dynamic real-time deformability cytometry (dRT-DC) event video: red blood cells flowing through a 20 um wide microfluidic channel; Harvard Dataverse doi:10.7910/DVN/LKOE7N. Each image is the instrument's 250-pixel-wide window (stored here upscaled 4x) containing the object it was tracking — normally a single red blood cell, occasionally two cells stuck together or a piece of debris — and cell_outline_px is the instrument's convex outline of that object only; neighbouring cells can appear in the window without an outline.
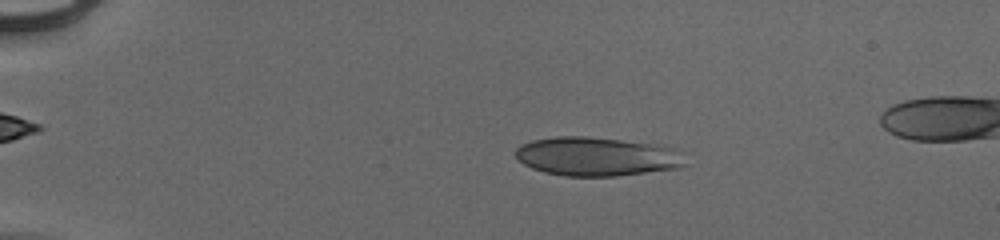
{"species": "human", "species_latin": "Homo sapiens", "temperature_condition": "cold", "stored_images_in_passage": 52, "camera_frame_rate_fps": 3000, "um_per_image_px": 0.085, "donor": {"sex": "male"}, "frame": {"image": 1, "passage_image": 11, "time_ms": 3.333, "image_size_px": [1000, 240], "cell_outline_px": [[688, 164], [680, 168], [616, 176], [564, 176], [544, 172], [532, 168], [524, 164], [516, 156], [516, 148], [520, 144], [532, 140], [556, 136], [584, 136], [620, 140], [652, 144], [672, 148], [684, 152]], "centroid_in_image_um": [50.76, 13.31], "position_along_channel_um": 34.2, "area_um2": 38.61}}
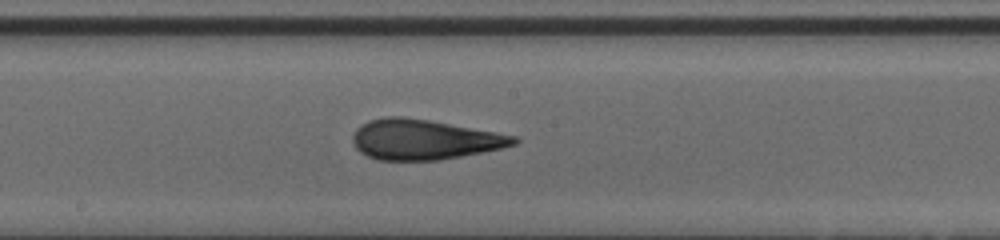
{"frame": {"image": 2, "passage_image": 30, "time_ms": 9.667, "image_size_px": [1000, 240], "cell_outline_px": [[520, 140], [516, 144], [504, 148], [440, 160], [376, 160], [360, 152], [356, 148], [352, 140], [352, 136], [356, 128], [360, 124], [368, 120], [384, 116], [404, 116], [428, 120], [496, 132], [516, 136]], "centroid_in_image_um": [36.03, 11.86], "position_along_channel_um": 212.2, "area_um2": 37.86}}
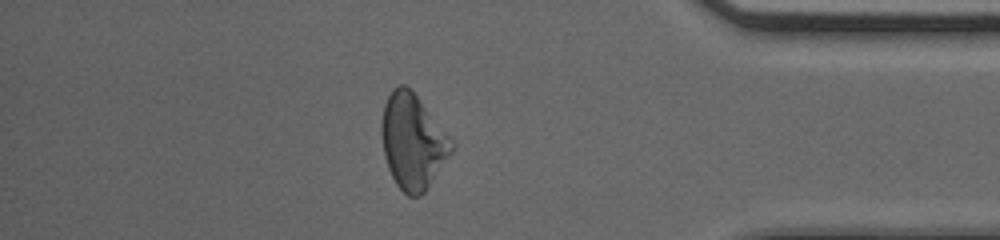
{"frame": {"image": 3, "passage_image": 46, "time_ms": 15.0, "image_size_px": [1000, 240], "cell_outline_px": [[452, 152], [424, 192], [420, 196], [408, 196], [396, 184], [388, 168], [384, 156], [380, 132], [380, 124], [384, 104], [388, 96], [400, 84], [404, 84], [416, 96], [452, 140]], "centroid_in_image_um": [35.04, 12.06], "position_along_channel_um": 400.2, "area_um2": 37.97}, "authors_computed_cell_mechanics": {"area_um2": 37.8301, "velocity_mm_per_s": 3.97, "shape_relaxation_time_tau1_ms": 10.8011, "shape_relaxation_time_tau2_ms": 1.1178, "deformation_change_tau1": 0.2591, "deformation_change_tau2": 0.0791}}